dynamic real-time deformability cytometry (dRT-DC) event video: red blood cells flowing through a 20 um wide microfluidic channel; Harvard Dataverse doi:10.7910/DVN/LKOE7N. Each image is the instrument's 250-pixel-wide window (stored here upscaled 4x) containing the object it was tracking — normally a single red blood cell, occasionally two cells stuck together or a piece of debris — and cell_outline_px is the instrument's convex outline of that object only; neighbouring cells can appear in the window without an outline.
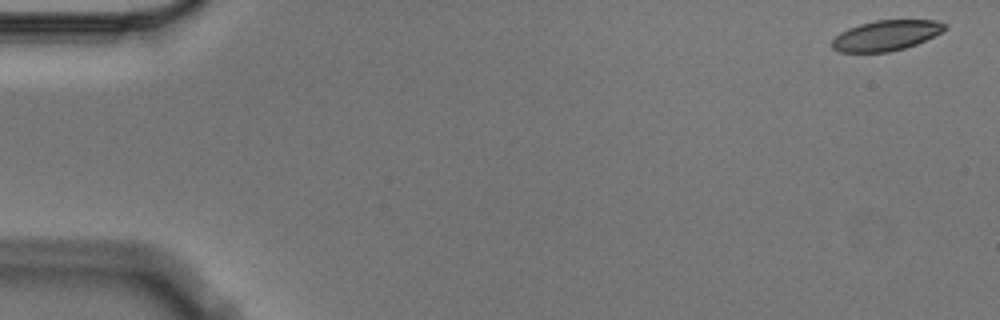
{"species": "Egyptian fruit bat (a non-hibernating species)", "species_latin": "Rousettus aegyptiacus", "temperature_condition": "cold", "stored_images_in_passage": 5, "camera_frame_rate_fps": 3000, "um_per_image_px": 0.085, "animal": {"sex": "male"}, "frame": {"image": 1, "passage_image": 1, "time_ms": 0.0, "image_size_px": [1000, 320], "cell_outline_px": [[948, 28], [916, 44], [904, 48], [888, 52], [840, 52], [832, 48], [832, 40], [840, 32], [848, 28], [860, 24], [876, 20], [936, 20], [944, 24]], "centroid_in_image_um": [75.28, 3.01], "position_along_channel_um": 9.7, "area_um2": 19.71}}
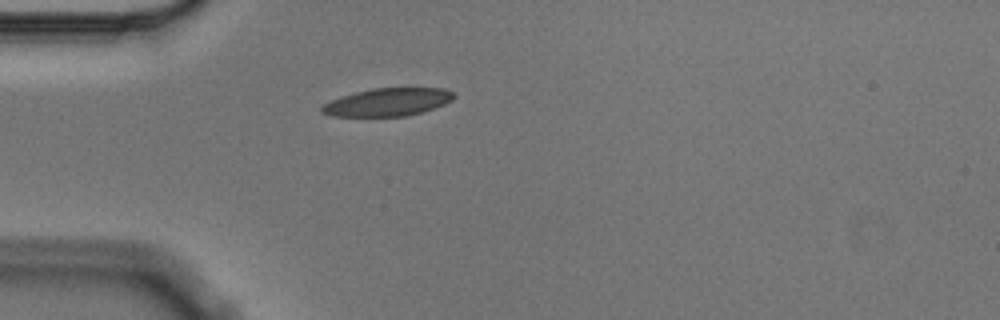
{"frame": {"image": 2, "passage_image": 4, "time_ms": 1.0, "image_size_px": [1000, 320], "cell_outline_px": [[456, 96], [452, 100], [444, 104], [424, 112], [404, 116], [332, 116], [320, 112], [320, 108], [324, 104], [332, 100], [356, 92], [372, 88], [444, 88], [452, 92]], "centroid_in_image_um": [32.98, 8.68], "position_along_channel_um": 52.0, "area_um2": 21.33}}